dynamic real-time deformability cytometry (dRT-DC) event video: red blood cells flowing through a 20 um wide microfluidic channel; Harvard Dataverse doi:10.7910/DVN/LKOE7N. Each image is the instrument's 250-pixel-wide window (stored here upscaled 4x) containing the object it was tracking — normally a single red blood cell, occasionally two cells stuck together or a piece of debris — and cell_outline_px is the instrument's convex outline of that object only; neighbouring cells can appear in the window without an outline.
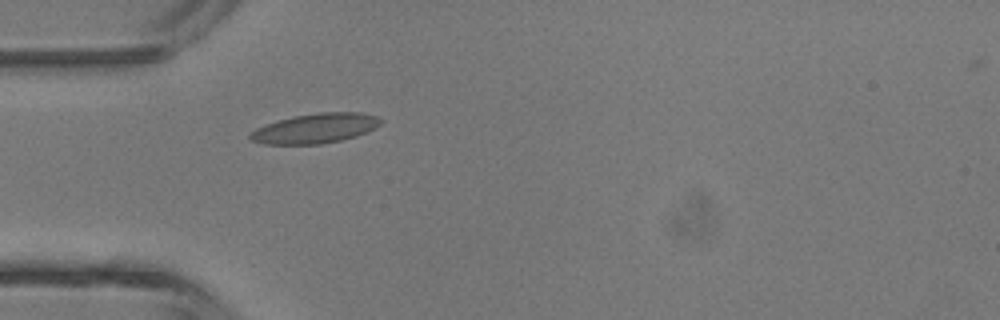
{"species": "common noctule bat (a hibernating species)", "species_latin": "Nyctalus noctula", "temperature_condition": "room temperature", "stored_images_in_passage": 5, "camera_frame_rate_fps": 3000, "um_per_image_px": 0.085, "animal": {"sex": "male", "body_mass_g": 13.3}, "frame": {"image": 1, "passage_image": 5, "time_ms": 4.667, "image_size_px": [1000, 320], "cell_outline_px": [[384, 120], [380, 124], [368, 132], [356, 136], [340, 140], [320, 144], [264, 144], [252, 140], [248, 136], [256, 128], [280, 120], [296, 116], [320, 112], [360, 112], [376, 116]], "centroid_in_image_um": [26.85, 10.91], "position_along_channel_um": 58.2, "area_um2": 22.37}}